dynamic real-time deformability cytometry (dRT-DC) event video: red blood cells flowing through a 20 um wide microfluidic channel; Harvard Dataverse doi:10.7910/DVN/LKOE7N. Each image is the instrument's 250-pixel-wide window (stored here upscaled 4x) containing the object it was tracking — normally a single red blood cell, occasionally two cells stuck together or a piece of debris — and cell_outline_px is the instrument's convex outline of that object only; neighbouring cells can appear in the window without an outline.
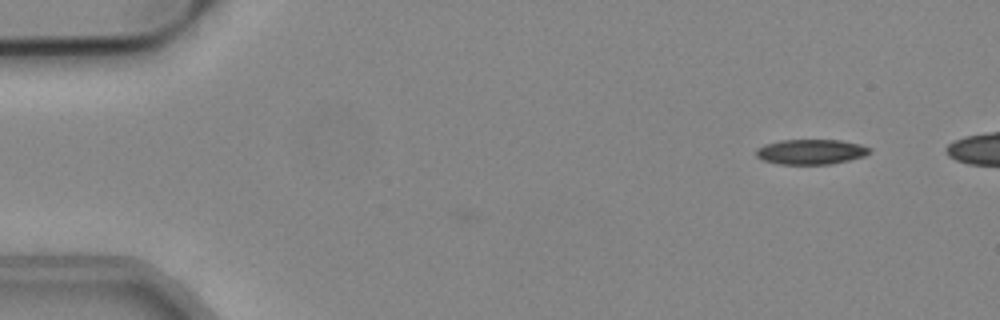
{"species": "common noctule bat (a hibernating species)", "species_latin": "Nyctalus noctula", "temperature_condition": "cold", "stored_images_in_passage": 2, "camera_frame_rate_fps": 3000, "um_per_image_px": 0.085, "animal": {"sex": "male", "body_mass_g": 19.2, "forearm_length_mm": 51.8}, "frame": {"image": 1, "passage_image": 2, "time_ms": 0.333, "image_size_px": [1000, 320], "cell_outline_px": [[872, 152], [864, 156], [848, 160], [828, 164], [776, 164], [764, 160], [756, 156], [756, 148], [764, 144], [780, 140], [840, 140], [860, 144], [872, 148]], "centroid_in_image_um": [68.93, 12.89], "position_along_channel_um": 16.1, "area_um2": 16.65}}